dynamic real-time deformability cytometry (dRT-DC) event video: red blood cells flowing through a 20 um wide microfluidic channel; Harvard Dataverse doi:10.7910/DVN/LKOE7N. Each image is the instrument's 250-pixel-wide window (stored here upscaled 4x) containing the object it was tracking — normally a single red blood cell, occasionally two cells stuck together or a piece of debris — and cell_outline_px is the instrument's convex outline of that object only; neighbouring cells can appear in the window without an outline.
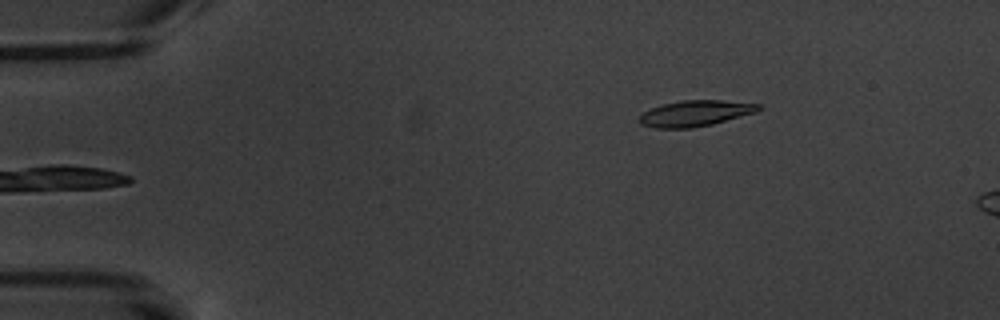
{"species": "common noctule bat (a hibernating species)", "species_latin": "Nyctalus noctula", "temperature_condition": "warm", "stored_images_in_passage": 5, "camera_frame_rate_fps": 3000, "um_per_image_px": 0.085, "animal": {"sex": "male", "body_mass_g": 20.1, "forearm_length_mm": 53.5}, "frame": {"image": 1, "passage_image": 5, "time_ms": 4.667, "image_size_px": [1000, 320], "cell_outline_px": [[764, 108], [756, 112], [712, 124], [692, 128], [656, 128], [640, 124], [636, 120], [644, 112], [652, 108], [664, 104], [684, 100], [720, 100], [760, 104]], "centroid_in_image_um": [59.1, 9.64], "position_along_channel_um": 25.9, "area_um2": 17.92}}